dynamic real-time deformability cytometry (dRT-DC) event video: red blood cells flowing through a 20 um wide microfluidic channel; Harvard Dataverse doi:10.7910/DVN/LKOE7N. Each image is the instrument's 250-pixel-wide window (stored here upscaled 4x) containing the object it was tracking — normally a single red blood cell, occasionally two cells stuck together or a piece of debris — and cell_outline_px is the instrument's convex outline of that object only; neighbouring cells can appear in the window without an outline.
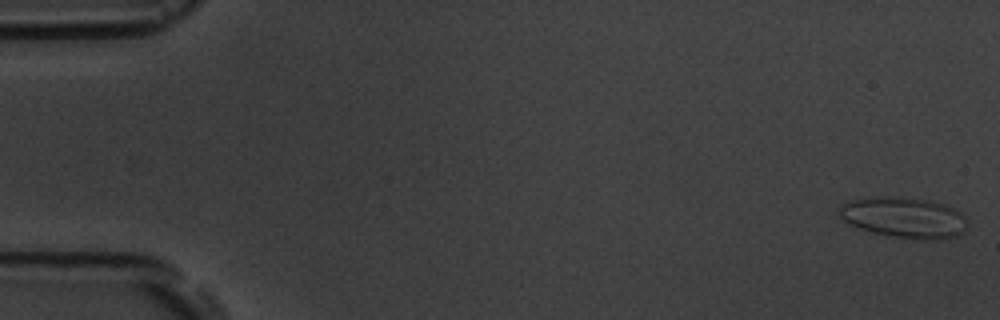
{"species": "common noctule bat (a hibernating species)", "species_latin": "Nyctalus noctula", "temperature_condition": "room temperature", "stored_images_in_passage": 5, "camera_frame_rate_fps": 3000, "um_per_image_px": 0.085, "animal": {"sex": "male", "body_mass_g": 19.5, "forearm_length_mm": 54.6}, "frame": {"image": 1, "passage_image": 1, "time_ms": 0.0, "image_size_px": [1000, 320], "cell_outline_px": [[968, 224], [964, 232], [956, 236], [940, 240], [920, 240], [872, 232], [848, 224], [840, 216], [840, 204], [852, 200], [880, 196], [900, 196], [928, 200], [948, 204], [956, 208], [968, 220]], "centroid_in_image_um": [76.91, 18.48], "position_along_channel_um": 8.1, "area_um2": 30.81}}
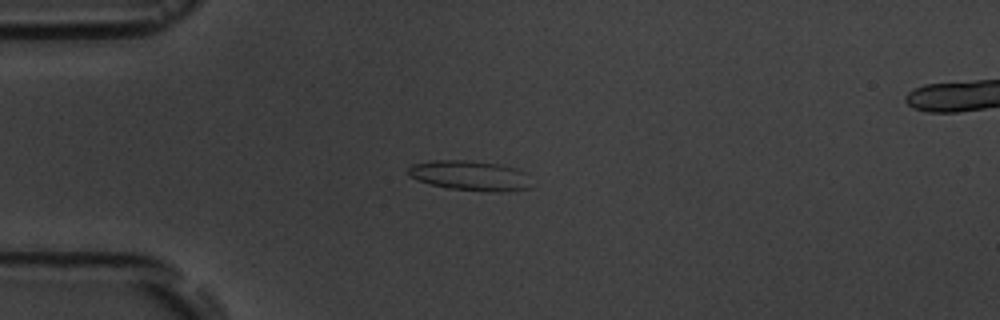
{"frame": {"image": 2, "passage_image": 4, "time_ms": 4.333, "image_size_px": [1000, 320], "cell_outline_px": [[528, 188], [500, 192], [448, 188], [432, 184], [420, 180], [412, 176], [408, 172], [408, 168], [412, 164], [432, 160], [464, 160], [500, 164], [516, 168], [524, 172]], "centroid_in_image_um": [39.91, 14.9], "position_along_channel_um": 45.1, "area_um2": 20.87}}